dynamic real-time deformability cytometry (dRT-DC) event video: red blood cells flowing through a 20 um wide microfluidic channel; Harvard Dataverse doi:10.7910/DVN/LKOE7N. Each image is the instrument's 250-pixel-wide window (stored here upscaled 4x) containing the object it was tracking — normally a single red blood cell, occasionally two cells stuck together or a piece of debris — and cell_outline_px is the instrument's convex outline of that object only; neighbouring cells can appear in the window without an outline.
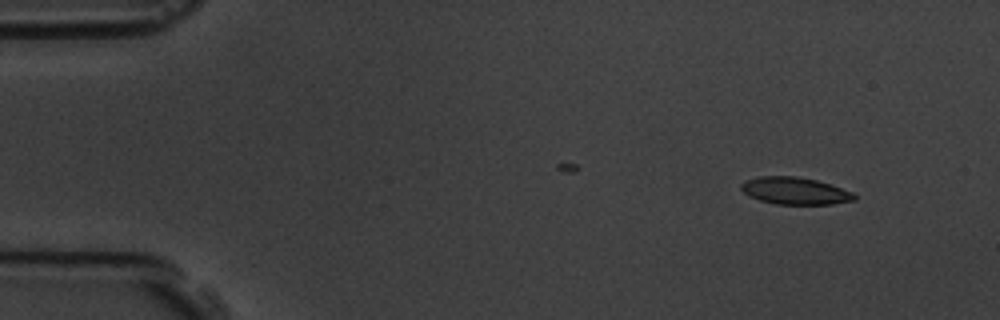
{"species": "common noctule bat (a hibernating species)", "species_latin": "Nyctalus noctula", "temperature_condition": "room temperature", "stored_images_in_passage": 6, "camera_frame_rate_fps": 3000, "um_per_image_px": 0.085, "animal": {"sex": "male", "body_mass_g": 19.5, "forearm_length_mm": 54.6}, "frame": {"image": 1, "passage_image": 1, "time_ms": 0.0, "image_size_px": [1000, 320], "cell_outline_px": [[856, 200], [832, 204], [776, 204], [760, 200], [748, 196], [740, 188], [740, 184], [748, 180], [760, 176], [796, 176], [816, 180], [852, 192], [856, 196]], "centroid_in_image_um": [67.56, 16.23], "position_along_channel_um": 17.4, "area_um2": 17.74}}
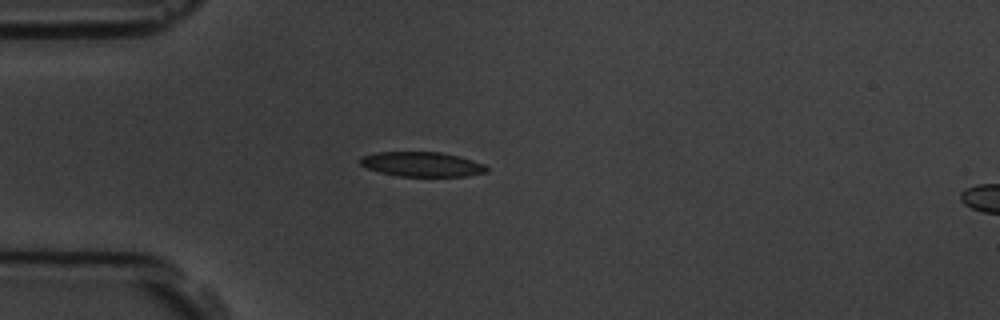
{"frame": {"image": 2, "passage_image": 4, "time_ms": 3.333, "image_size_px": [1000, 320], "cell_outline_px": [[488, 172], [468, 176], [400, 176], [380, 172], [368, 168], [360, 164], [356, 160], [360, 156], [376, 152], [440, 152], [456, 156], [484, 164], [488, 168]], "centroid_in_image_um": [35.81, 13.96], "position_along_channel_um": 49.2, "area_um2": 18.15}}
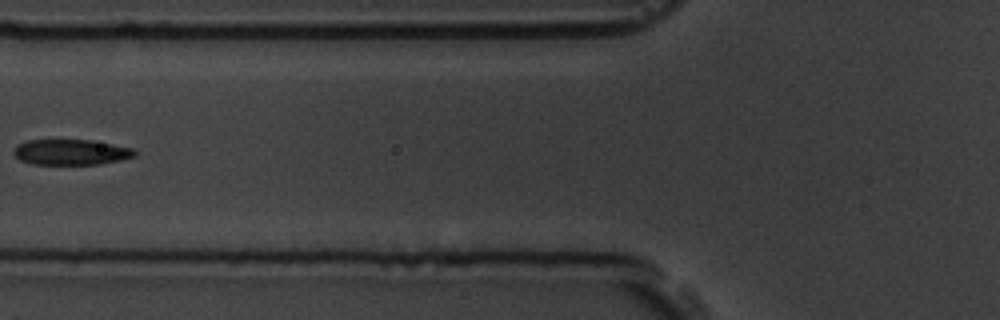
{"frame": {"image": 3, "passage_image": 6, "time_ms": 5.667, "image_size_px": [1000, 320], "cell_outline_px": [[136, 156], [120, 160], [100, 164], [32, 164], [20, 160], [12, 152], [16, 144], [28, 140], [92, 140], [132, 148], [136, 152]], "centroid_in_image_um": [6.01, 12.93], "position_along_channel_um": 119.8, "area_um2": 18.03}}